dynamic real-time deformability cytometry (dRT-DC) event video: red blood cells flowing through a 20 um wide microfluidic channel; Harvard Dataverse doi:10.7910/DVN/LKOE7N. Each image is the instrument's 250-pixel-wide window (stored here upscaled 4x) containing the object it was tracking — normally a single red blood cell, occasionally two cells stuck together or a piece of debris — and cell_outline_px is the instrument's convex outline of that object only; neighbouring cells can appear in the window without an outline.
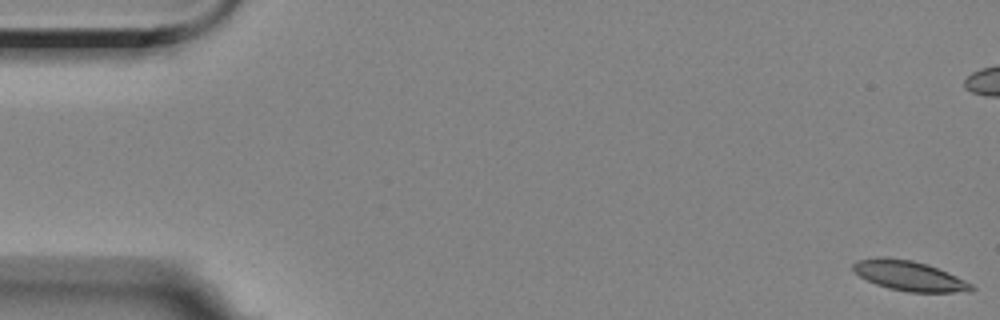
{"species": "Egyptian fruit bat (a non-hibernating species)", "species_latin": "Rousettus aegyptiacus", "temperature_condition": "room temperature", "stored_images_in_passage": 58, "camera_frame_rate_fps": 3000, "um_per_image_px": 0.085, "animal": {"sex": "female"}, "frame": {"image": 1, "passage_image": 1, "time_ms": 0.0, "image_size_px": [1000, 320], "cell_outline_px": [[976, 288], [972, 292], [908, 292], [888, 288], [876, 284], [860, 276], [852, 268], [852, 264], [856, 260], [884, 256], [912, 260], [928, 264], [948, 272], [972, 284]], "centroid_in_image_um": [77.31, 23.44], "position_along_channel_um": 7.7, "area_um2": 20.75}}
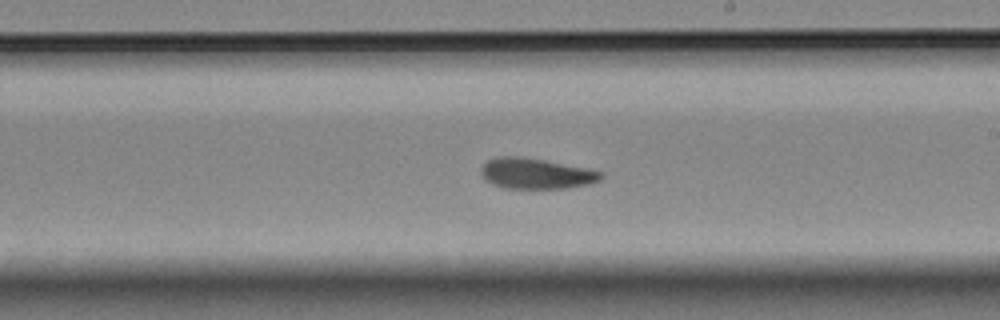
{"frame": {"image": 2, "passage_image": 33, "time_ms": 10.667, "image_size_px": [1000, 320], "cell_outline_px": [[604, 176], [600, 180], [588, 184], [564, 188], [504, 188], [484, 180], [480, 172], [480, 168], [488, 160], [496, 156], [520, 156], [544, 160], [588, 168], [600, 172]], "centroid_in_image_um": [45.52, 14.74], "position_along_channel_um": 243.5, "area_um2": 21.39}}
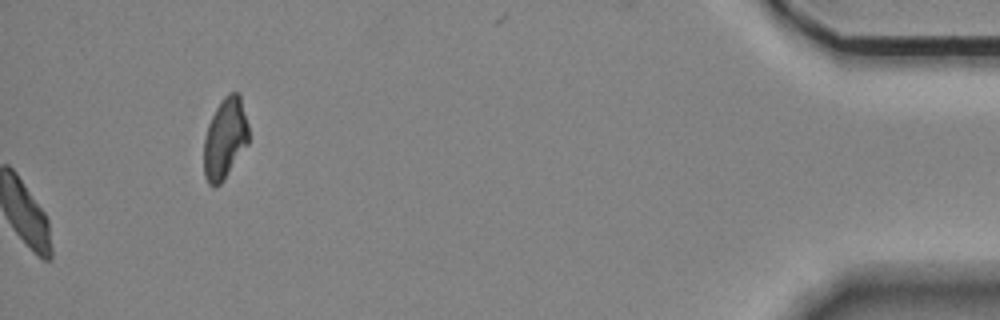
{"frame": {"image": 3, "passage_image": 58, "time_ms": 19.0, "image_size_px": [1000, 320], "cell_outline_px": [[248, 144], [224, 180], [220, 184], [212, 188], [208, 184], [204, 176], [204, 140], [208, 124], [220, 100], [228, 92], [240, 92], [248, 124]], "centroid_in_image_um": [19.13, 11.77], "position_along_channel_um": 416.1, "area_um2": 21.39}, "authors_computed_cell_mechanics": {"area_um2": 21.386, "velocity_mm_per_s": 3.485, "shape_relaxation_time_tau1_ms": 4.5993, "shape_relaxation_time_tau2_ms": 2.6347, "deformation_change_tau1": 0.1475, "deformation_change_tau2": 0.0892}}